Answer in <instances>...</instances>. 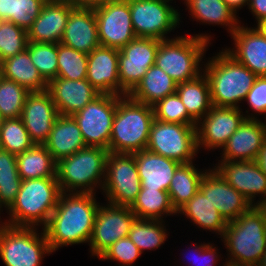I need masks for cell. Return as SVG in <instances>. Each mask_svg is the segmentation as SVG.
Returning <instances> with one entry per match:
<instances>
[{
  "label": "cell",
  "mask_w": 266,
  "mask_h": 266,
  "mask_svg": "<svg viewBox=\"0 0 266 266\" xmlns=\"http://www.w3.org/2000/svg\"><path fill=\"white\" fill-rule=\"evenodd\" d=\"M61 189L56 177L22 180L20 190L7 209L9 219L2 222L14 227L42 229L57 206Z\"/></svg>",
  "instance_id": "2"
},
{
  "label": "cell",
  "mask_w": 266,
  "mask_h": 266,
  "mask_svg": "<svg viewBox=\"0 0 266 266\" xmlns=\"http://www.w3.org/2000/svg\"><path fill=\"white\" fill-rule=\"evenodd\" d=\"M177 83L156 65L151 66L128 96L149 106L176 93Z\"/></svg>",
  "instance_id": "28"
},
{
  "label": "cell",
  "mask_w": 266,
  "mask_h": 266,
  "mask_svg": "<svg viewBox=\"0 0 266 266\" xmlns=\"http://www.w3.org/2000/svg\"><path fill=\"white\" fill-rule=\"evenodd\" d=\"M117 95L99 94L82 110L73 114L86 146L101 147L109 151Z\"/></svg>",
  "instance_id": "12"
},
{
  "label": "cell",
  "mask_w": 266,
  "mask_h": 266,
  "mask_svg": "<svg viewBox=\"0 0 266 266\" xmlns=\"http://www.w3.org/2000/svg\"><path fill=\"white\" fill-rule=\"evenodd\" d=\"M199 190L210 200L227 223L236 220L252 207L251 203L227 183L214 168L206 171Z\"/></svg>",
  "instance_id": "18"
},
{
  "label": "cell",
  "mask_w": 266,
  "mask_h": 266,
  "mask_svg": "<svg viewBox=\"0 0 266 266\" xmlns=\"http://www.w3.org/2000/svg\"><path fill=\"white\" fill-rule=\"evenodd\" d=\"M134 153L109 152L101 190L110 204L131 206L141 190Z\"/></svg>",
  "instance_id": "10"
},
{
  "label": "cell",
  "mask_w": 266,
  "mask_h": 266,
  "mask_svg": "<svg viewBox=\"0 0 266 266\" xmlns=\"http://www.w3.org/2000/svg\"><path fill=\"white\" fill-rule=\"evenodd\" d=\"M75 7L72 0H47L27 30L29 42L60 43L70 12Z\"/></svg>",
  "instance_id": "21"
},
{
  "label": "cell",
  "mask_w": 266,
  "mask_h": 266,
  "mask_svg": "<svg viewBox=\"0 0 266 266\" xmlns=\"http://www.w3.org/2000/svg\"><path fill=\"white\" fill-rule=\"evenodd\" d=\"M154 121L153 107L117 95L109 152L135 153L145 150Z\"/></svg>",
  "instance_id": "5"
},
{
  "label": "cell",
  "mask_w": 266,
  "mask_h": 266,
  "mask_svg": "<svg viewBox=\"0 0 266 266\" xmlns=\"http://www.w3.org/2000/svg\"><path fill=\"white\" fill-rule=\"evenodd\" d=\"M193 249H194V254L196 253V255H194V256L192 255L193 257L196 256L194 258V260L197 263H198L197 259L199 261L201 260V262H199L197 266H216L217 261L220 260L218 258L219 257L221 258L220 255L218 256V253H220V252H217L219 249H217L216 247H214L209 242L206 243V244L205 243L204 244L203 243H200V245H197V243H196L195 244V247L193 246ZM193 257L191 258L192 259V262H193ZM202 261H203V263H202ZM197 263H194V266H196ZM190 264H192V263H190ZM191 266H193V264Z\"/></svg>",
  "instance_id": "47"
},
{
  "label": "cell",
  "mask_w": 266,
  "mask_h": 266,
  "mask_svg": "<svg viewBox=\"0 0 266 266\" xmlns=\"http://www.w3.org/2000/svg\"><path fill=\"white\" fill-rule=\"evenodd\" d=\"M266 142V122L245 119L223 146V161H256Z\"/></svg>",
  "instance_id": "20"
},
{
  "label": "cell",
  "mask_w": 266,
  "mask_h": 266,
  "mask_svg": "<svg viewBox=\"0 0 266 266\" xmlns=\"http://www.w3.org/2000/svg\"><path fill=\"white\" fill-rule=\"evenodd\" d=\"M210 84L211 102L217 107H236L245 100L257 76L225 49L203 64Z\"/></svg>",
  "instance_id": "3"
},
{
  "label": "cell",
  "mask_w": 266,
  "mask_h": 266,
  "mask_svg": "<svg viewBox=\"0 0 266 266\" xmlns=\"http://www.w3.org/2000/svg\"><path fill=\"white\" fill-rule=\"evenodd\" d=\"M255 26H257L254 27L257 32L266 39V19L260 20Z\"/></svg>",
  "instance_id": "52"
},
{
  "label": "cell",
  "mask_w": 266,
  "mask_h": 266,
  "mask_svg": "<svg viewBox=\"0 0 266 266\" xmlns=\"http://www.w3.org/2000/svg\"><path fill=\"white\" fill-rule=\"evenodd\" d=\"M76 6H83V7H97L99 5H104L107 3H118L125 0H72Z\"/></svg>",
  "instance_id": "49"
},
{
  "label": "cell",
  "mask_w": 266,
  "mask_h": 266,
  "mask_svg": "<svg viewBox=\"0 0 266 266\" xmlns=\"http://www.w3.org/2000/svg\"><path fill=\"white\" fill-rule=\"evenodd\" d=\"M245 119L241 108L212 106L196 124L198 151L222 149Z\"/></svg>",
  "instance_id": "16"
},
{
  "label": "cell",
  "mask_w": 266,
  "mask_h": 266,
  "mask_svg": "<svg viewBox=\"0 0 266 266\" xmlns=\"http://www.w3.org/2000/svg\"><path fill=\"white\" fill-rule=\"evenodd\" d=\"M58 75L70 80L86 79L88 54L58 43Z\"/></svg>",
  "instance_id": "41"
},
{
  "label": "cell",
  "mask_w": 266,
  "mask_h": 266,
  "mask_svg": "<svg viewBox=\"0 0 266 266\" xmlns=\"http://www.w3.org/2000/svg\"><path fill=\"white\" fill-rule=\"evenodd\" d=\"M146 150L180 164L194 162L197 155L196 125L166 123L154 119Z\"/></svg>",
  "instance_id": "9"
},
{
  "label": "cell",
  "mask_w": 266,
  "mask_h": 266,
  "mask_svg": "<svg viewBox=\"0 0 266 266\" xmlns=\"http://www.w3.org/2000/svg\"><path fill=\"white\" fill-rule=\"evenodd\" d=\"M86 79L100 94L120 96L118 50L101 45L92 50L88 54Z\"/></svg>",
  "instance_id": "23"
},
{
  "label": "cell",
  "mask_w": 266,
  "mask_h": 266,
  "mask_svg": "<svg viewBox=\"0 0 266 266\" xmlns=\"http://www.w3.org/2000/svg\"><path fill=\"white\" fill-rule=\"evenodd\" d=\"M34 145L20 117L4 119L0 129V148L18 155Z\"/></svg>",
  "instance_id": "40"
},
{
  "label": "cell",
  "mask_w": 266,
  "mask_h": 266,
  "mask_svg": "<svg viewBox=\"0 0 266 266\" xmlns=\"http://www.w3.org/2000/svg\"><path fill=\"white\" fill-rule=\"evenodd\" d=\"M43 145L56 162L87 147L74 118L63 115L57 117L49 137Z\"/></svg>",
  "instance_id": "27"
},
{
  "label": "cell",
  "mask_w": 266,
  "mask_h": 266,
  "mask_svg": "<svg viewBox=\"0 0 266 266\" xmlns=\"http://www.w3.org/2000/svg\"><path fill=\"white\" fill-rule=\"evenodd\" d=\"M32 63L39 74L48 83L58 75V44L46 42H28L27 49Z\"/></svg>",
  "instance_id": "39"
},
{
  "label": "cell",
  "mask_w": 266,
  "mask_h": 266,
  "mask_svg": "<svg viewBox=\"0 0 266 266\" xmlns=\"http://www.w3.org/2000/svg\"><path fill=\"white\" fill-rule=\"evenodd\" d=\"M164 223V224H163ZM168 236L164 220L135 219L128 237L141 253L145 250L158 249Z\"/></svg>",
  "instance_id": "36"
},
{
  "label": "cell",
  "mask_w": 266,
  "mask_h": 266,
  "mask_svg": "<svg viewBox=\"0 0 266 266\" xmlns=\"http://www.w3.org/2000/svg\"><path fill=\"white\" fill-rule=\"evenodd\" d=\"M30 92L14 82L0 77V113L5 119L21 117L22 110Z\"/></svg>",
  "instance_id": "42"
},
{
  "label": "cell",
  "mask_w": 266,
  "mask_h": 266,
  "mask_svg": "<svg viewBox=\"0 0 266 266\" xmlns=\"http://www.w3.org/2000/svg\"><path fill=\"white\" fill-rule=\"evenodd\" d=\"M257 266H266V252L264 253V255L261 257L260 262L258 263Z\"/></svg>",
  "instance_id": "53"
},
{
  "label": "cell",
  "mask_w": 266,
  "mask_h": 266,
  "mask_svg": "<svg viewBox=\"0 0 266 266\" xmlns=\"http://www.w3.org/2000/svg\"><path fill=\"white\" fill-rule=\"evenodd\" d=\"M16 155L0 148V206L7 210L20 190Z\"/></svg>",
  "instance_id": "38"
},
{
  "label": "cell",
  "mask_w": 266,
  "mask_h": 266,
  "mask_svg": "<svg viewBox=\"0 0 266 266\" xmlns=\"http://www.w3.org/2000/svg\"><path fill=\"white\" fill-rule=\"evenodd\" d=\"M176 93L186 107L188 114L198 122L211 109V94L208 78L200 74L197 78L177 84Z\"/></svg>",
  "instance_id": "32"
},
{
  "label": "cell",
  "mask_w": 266,
  "mask_h": 266,
  "mask_svg": "<svg viewBox=\"0 0 266 266\" xmlns=\"http://www.w3.org/2000/svg\"><path fill=\"white\" fill-rule=\"evenodd\" d=\"M94 12L101 46L120 50L136 38L127 0L99 5Z\"/></svg>",
  "instance_id": "15"
},
{
  "label": "cell",
  "mask_w": 266,
  "mask_h": 266,
  "mask_svg": "<svg viewBox=\"0 0 266 266\" xmlns=\"http://www.w3.org/2000/svg\"><path fill=\"white\" fill-rule=\"evenodd\" d=\"M37 229L0 222V257L5 266H40L44 255L52 253L44 230L37 233Z\"/></svg>",
  "instance_id": "8"
},
{
  "label": "cell",
  "mask_w": 266,
  "mask_h": 266,
  "mask_svg": "<svg viewBox=\"0 0 266 266\" xmlns=\"http://www.w3.org/2000/svg\"><path fill=\"white\" fill-rule=\"evenodd\" d=\"M130 208L137 219L163 220L165 215H177L169 193L159 189L141 188Z\"/></svg>",
  "instance_id": "35"
},
{
  "label": "cell",
  "mask_w": 266,
  "mask_h": 266,
  "mask_svg": "<svg viewBox=\"0 0 266 266\" xmlns=\"http://www.w3.org/2000/svg\"><path fill=\"white\" fill-rule=\"evenodd\" d=\"M257 164L259 165L262 172L266 175V142L261 148L259 155L256 159Z\"/></svg>",
  "instance_id": "50"
},
{
  "label": "cell",
  "mask_w": 266,
  "mask_h": 266,
  "mask_svg": "<svg viewBox=\"0 0 266 266\" xmlns=\"http://www.w3.org/2000/svg\"><path fill=\"white\" fill-rule=\"evenodd\" d=\"M260 207L263 209V211L266 215V202L264 204H261Z\"/></svg>",
  "instance_id": "55"
},
{
  "label": "cell",
  "mask_w": 266,
  "mask_h": 266,
  "mask_svg": "<svg viewBox=\"0 0 266 266\" xmlns=\"http://www.w3.org/2000/svg\"><path fill=\"white\" fill-rule=\"evenodd\" d=\"M211 39L208 34L201 33L161 40L155 65L177 84L193 80L203 73L201 61Z\"/></svg>",
  "instance_id": "6"
},
{
  "label": "cell",
  "mask_w": 266,
  "mask_h": 266,
  "mask_svg": "<svg viewBox=\"0 0 266 266\" xmlns=\"http://www.w3.org/2000/svg\"><path fill=\"white\" fill-rule=\"evenodd\" d=\"M231 37L235 47L225 50L257 77L266 76V39L254 27L241 23Z\"/></svg>",
  "instance_id": "24"
},
{
  "label": "cell",
  "mask_w": 266,
  "mask_h": 266,
  "mask_svg": "<svg viewBox=\"0 0 266 266\" xmlns=\"http://www.w3.org/2000/svg\"><path fill=\"white\" fill-rule=\"evenodd\" d=\"M160 40L136 37L118 50L120 96H127L155 65Z\"/></svg>",
  "instance_id": "13"
},
{
  "label": "cell",
  "mask_w": 266,
  "mask_h": 266,
  "mask_svg": "<svg viewBox=\"0 0 266 266\" xmlns=\"http://www.w3.org/2000/svg\"><path fill=\"white\" fill-rule=\"evenodd\" d=\"M2 76V71H1V61H0V77Z\"/></svg>",
  "instance_id": "57"
},
{
  "label": "cell",
  "mask_w": 266,
  "mask_h": 266,
  "mask_svg": "<svg viewBox=\"0 0 266 266\" xmlns=\"http://www.w3.org/2000/svg\"><path fill=\"white\" fill-rule=\"evenodd\" d=\"M93 193L62 192L43 228L52 252L63 246L89 243L100 206Z\"/></svg>",
  "instance_id": "1"
},
{
  "label": "cell",
  "mask_w": 266,
  "mask_h": 266,
  "mask_svg": "<svg viewBox=\"0 0 266 266\" xmlns=\"http://www.w3.org/2000/svg\"><path fill=\"white\" fill-rule=\"evenodd\" d=\"M244 101H247L250 109L254 112V114H249V111L246 110L245 113L248 114L244 115L246 119H258V117H255L257 113L266 115V76L256 78Z\"/></svg>",
  "instance_id": "46"
},
{
  "label": "cell",
  "mask_w": 266,
  "mask_h": 266,
  "mask_svg": "<svg viewBox=\"0 0 266 266\" xmlns=\"http://www.w3.org/2000/svg\"><path fill=\"white\" fill-rule=\"evenodd\" d=\"M4 117L2 116V114L0 113V129H1V127H2V125H3V122H4Z\"/></svg>",
  "instance_id": "54"
},
{
  "label": "cell",
  "mask_w": 266,
  "mask_h": 266,
  "mask_svg": "<svg viewBox=\"0 0 266 266\" xmlns=\"http://www.w3.org/2000/svg\"><path fill=\"white\" fill-rule=\"evenodd\" d=\"M59 116L57 107L47 90L27 95L21 119L34 144L43 145Z\"/></svg>",
  "instance_id": "19"
},
{
  "label": "cell",
  "mask_w": 266,
  "mask_h": 266,
  "mask_svg": "<svg viewBox=\"0 0 266 266\" xmlns=\"http://www.w3.org/2000/svg\"><path fill=\"white\" fill-rule=\"evenodd\" d=\"M136 37L166 40L167 34L180 25L181 13L173 0H127ZM167 36V37H166Z\"/></svg>",
  "instance_id": "11"
},
{
  "label": "cell",
  "mask_w": 266,
  "mask_h": 266,
  "mask_svg": "<svg viewBox=\"0 0 266 266\" xmlns=\"http://www.w3.org/2000/svg\"><path fill=\"white\" fill-rule=\"evenodd\" d=\"M219 161L214 169L252 206H260L266 202V175L256 161ZM259 195L261 197L255 203L254 200Z\"/></svg>",
  "instance_id": "17"
},
{
  "label": "cell",
  "mask_w": 266,
  "mask_h": 266,
  "mask_svg": "<svg viewBox=\"0 0 266 266\" xmlns=\"http://www.w3.org/2000/svg\"><path fill=\"white\" fill-rule=\"evenodd\" d=\"M47 91L59 115L63 116H72L100 94L87 79L70 80L59 77L47 83Z\"/></svg>",
  "instance_id": "22"
},
{
  "label": "cell",
  "mask_w": 266,
  "mask_h": 266,
  "mask_svg": "<svg viewBox=\"0 0 266 266\" xmlns=\"http://www.w3.org/2000/svg\"><path fill=\"white\" fill-rule=\"evenodd\" d=\"M141 254L137 246L127 236L113 243L98 259L116 261L119 266H133Z\"/></svg>",
  "instance_id": "45"
},
{
  "label": "cell",
  "mask_w": 266,
  "mask_h": 266,
  "mask_svg": "<svg viewBox=\"0 0 266 266\" xmlns=\"http://www.w3.org/2000/svg\"><path fill=\"white\" fill-rule=\"evenodd\" d=\"M236 14L239 8L248 6L249 0H223ZM238 9V10H237Z\"/></svg>",
  "instance_id": "51"
},
{
  "label": "cell",
  "mask_w": 266,
  "mask_h": 266,
  "mask_svg": "<svg viewBox=\"0 0 266 266\" xmlns=\"http://www.w3.org/2000/svg\"><path fill=\"white\" fill-rule=\"evenodd\" d=\"M134 156L141 179V188L159 189L168 192L175 170L181 164L146 149L135 152Z\"/></svg>",
  "instance_id": "26"
},
{
  "label": "cell",
  "mask_w": 266,
  "mask_h": 266,
  "mask_svg": "<svg viewBox=\"0 0 266 266\" xmlns=\"http://www.w3.org/2000/svg\"><path fill=\"white\" fill-rule=\"evenodd\" d=\"M60 43L87 54L100 46L93 7L76 6L70 12Z\"/></svg>",
  "instance_id": "25"
},
{
  "label": "cell",
  "mask_w": 266,
  "mask_h": 266,
  "mask_svg": "<svg viewBox=\"0 0 266 266\" xmlns=\"http://www.w3.org/2000/svg\"><path fill=\"white\" fill-rule=\"evenodd\" d=\"M184 3L196 22L224 26L231 35L241 23L223 0H184Z\"/></svg>",
  "instance_id": "29"
},
{
  "label": "cell",
  "mask_w": 266,
  "mask_h": 266,
  "mask_svg": "<svg viewBox=\"0 0 266 266\" xmlns=\"http://www.w3.org/2000/svg\"><path fill=\"white\" fill-rule=\"evenodd\" d=\"M177 214L185 215L198 228L216 232L215 234L218 233L221 238L228 224L200 190L177 211Z\"/></svg>",
  "instance_id": "31"
},
{
  "label": "cell",
  "mask_w": 266,
  "mask_h": 266,
  "mask_svg": "<svg viewBox=\"0 0 266 266\" xmlns=\"http://www.w3.org/2000/svg\"><path fill=\"white\" fill-rule=\"evenodd\" d=\"M47 0H0V21H9L28 30Z\"/></svg>",
  "instance_id": "37"
},
{
  "label": "cell",
  "mask_w": 266,
  "mask_h": 266,
  "mask_svg": "<svg viewBox=\"0 0 266 266\" xmlns=\"http://www.w3.org/2000/svg\"><path fill=\"white\" fill-rule=\"evenodd\" d=\"M109 151L87 146L57 162L56 178L61 192L93 193L102 189ZM80 189V190H79Z\"/></svg>",
  "instance_id": "7"
},
{
  "label": "cell",
  "mask_w": 266,
  "mask_h": 266,
  "mask_svg": "<svg viewBox=\"0 0 266 266\" xmlns=\"http://www.w3.org/2000/svg\"><path fill=\"white\" fill-rule=\"evenodd\" d=\"M222 241L227 249L225 262L257 266L266 252V215L260 206H252L236 220L228 222Z\"/></svg>",
  "instance_id": "4"
},
{
  "label": "cell",
  "mask_w": 266,
  "mask_h": 266,
  "mask_svg": "<svg viewBox=\"0 0 266 266\" xmlns=\"http://www.w3.org/2000/svg\"><path fill=\"white\" fill-rule=\"evenodd\" d=\"M223 265L224 266H241V265L231 264V263H228V262H225Z\"/></svg>",
  "instance_id": "56"
},
{
  "label": "cell",
  "mask_w": 266,
  "mask_h": 266,
  "mask_svg": "<svg viewBox=\"0 0 266 266\" xmlns=\"http://www.w3.org/2000/svg\"><path fill=\"white\" fill-rule=\"evenodd\" d=\"M248 8L256 22L266 19V0H249Z\"/></svg>",
  "instance_id": "48"
},
{
  "label": "cell",
  "mask_w": 266,
  "mask_h": 266,
  "mask_svg": "<svg viewBox=\"0 0 266 266\" xmlns=\"http://www.w3.org/2000/svg\"><path fill=\"white\" fill-rule=\"evenodd\" d=\"M2 76L13 80L26 88L29 92H41L47 90V82L39 74L32 63L27 50L9 57L1 62Z\"/></svg>",
  "instance_id": "30"
},
{
  "label": "cell",
  "mask_w": 266,
  "mask_h": 266,
  "mask_svg": "<svg viewBox=\"0 0 266 266\" xmlns=\"http://www.w3.org/2000/svg\"><path fill=\"white\" fill-rule=\"evenodd\" d=\"M16 159L18 174L22 180L56 177L57 162L44 145L35 144L16 155Z\"/></svg>",
  "instance_id": "33"
},
{
  "label": "cell",
  "mask_w": 266,
  "mask_h": 266,
  "mask_svg": "<svg viewBox=\"0 0 266 266\" xmlns=\"http://www.w3.org/2000/svg\"><path fill=\"white\" fill-rule=\"evenodd\" d=\"M101 205L95 216L92 235L89 241L90 256L99 258L113 243L129 235L136 219L130 206Z\"/></svg>",
  "instance_id": "14"
},
{
  "label": "cell",
  "mask_w": 266,
  "mask_h": 266,
  "mask_svg": "<svg viewBox=\"0 0 266 266\" xmlns=\"http://www.w3.org/2000/svg\"><path fill=\"white\" fill-rule=\"evenodd\" d=\"M28 33L9 21H0V61L13 57L27 49Z\"/></svg>",
  "instance_id": "43"
},
{
  "label": "cell",
  "mask_w": 266,
  "mask_h": 266,
  "mask_svg": "<svg viewBox=\"0 0 266 266\" xmlns=\"http://www.w3.org/2000/svg\"><path fill=\"white\" fill-rule=\"evenodd\" d=\"M193 163L181 164L172 177L168 193L176 212L199 191L200 183L207 171H199Z\"/></svg>",
  "instance_id": "34"
},
{
  "label": "cell",
  "mask_w": 266,
  "mask_h": 266,
  "mask_svg": "<svg viewBox=\"0 0 266 266\" xmlns=\"http://www.w3.org/2000/svg\"><path fill=\"white\" fill-rule=\"evenodd\" d=\"M153 107L154 119L166 123L196 125L197 122L188 114L185 105L177 93L166 96Z\"/></svg>",
  "instance_id": "44"
}]
</instances>
